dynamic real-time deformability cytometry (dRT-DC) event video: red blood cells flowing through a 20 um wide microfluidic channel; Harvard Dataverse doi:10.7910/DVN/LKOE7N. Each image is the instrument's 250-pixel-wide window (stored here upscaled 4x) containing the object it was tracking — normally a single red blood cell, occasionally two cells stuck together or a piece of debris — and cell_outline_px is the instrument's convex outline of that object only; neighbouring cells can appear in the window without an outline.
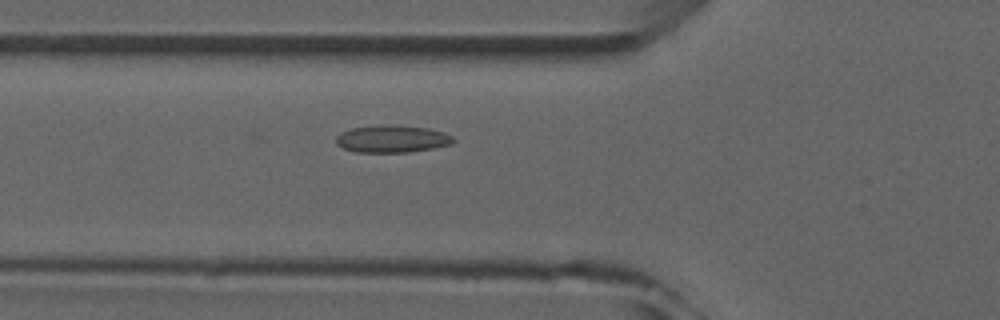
{"species": "common noctule bat (a hibernating species)", "species_latin": "Nyctalus noctula", "temperature_condition": "room temperature", "stored_images_in_passage": 3, "camera_frame_rate_fps": 3000, "um_per_image_px": 0.085, "animal": {"sex": "male", "forearm_length_mm": 52.5}, "frame": {"image": 1, "passage_image": 3, "time_ms": 2.333, "image_size_px": [1000, 320], "cell_outline_px": [[456, 140], [452, 144], [432, 148], [408, 152], [356, 152], [344, 148], [336, 144], [336, 136], [340, 132], [352, 128], [384, 124], [392, 124], [428, 128], [444, 132], [452, 136]], "centroid_in_image_um": [33.33, 11.79], "position_along_channel_um": 92.5, "area_um2": 18.79}}